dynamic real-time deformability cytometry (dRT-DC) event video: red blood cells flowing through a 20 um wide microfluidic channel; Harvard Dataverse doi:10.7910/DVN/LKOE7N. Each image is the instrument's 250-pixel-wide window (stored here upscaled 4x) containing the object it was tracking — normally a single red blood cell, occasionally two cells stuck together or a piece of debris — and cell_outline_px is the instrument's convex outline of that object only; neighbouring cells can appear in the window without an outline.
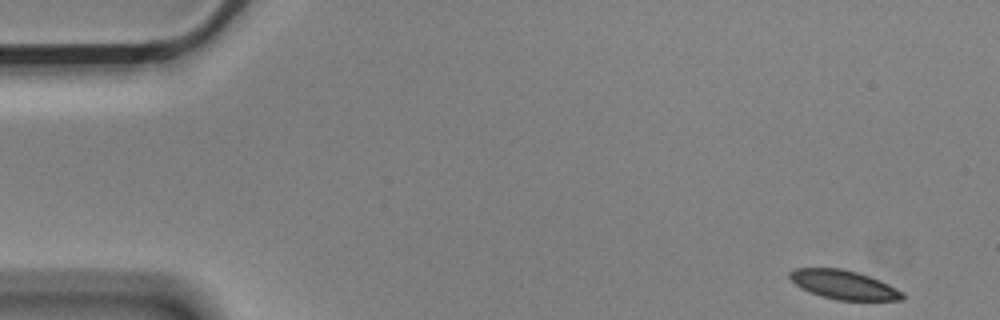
{"species": "Egyptian fruit bat (a non-hibernating species)", "species_latin": "Rousettus aegyptiacus", "temperature_condition": "cold", "stored_images_in_passage": 5, "camera_frame_rate_fps": 3000, "um_per_image_px": 0.085, "animal": {"sex": "male"}, "frame": {"image": 1, "passage_image": 1, "time_ms": 0.0, "image_size_px": [1000, 320], "cell_outline_px": [[904, 300], [836, 300], [820, 296], [800, 288], [788, 276], [788, 272], [796, 268], [840, 268], [856, 272], [880, 280], [904, 292]], "centroid_in_image_um": [71.71, 24.21], "position_along_channel_um": 13.3, "area_um2": 19.02}}
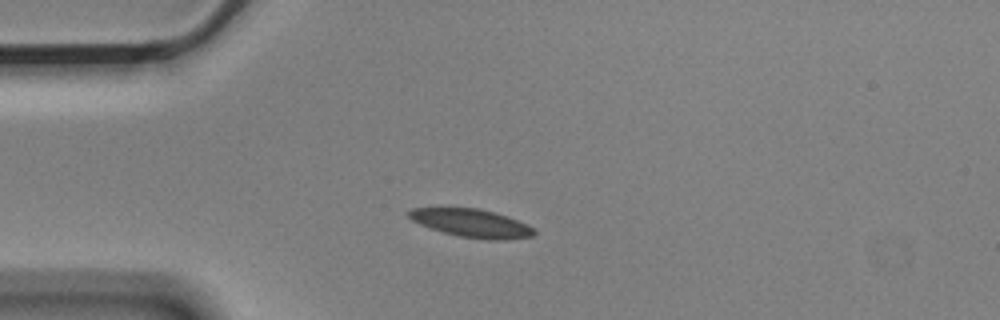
{"frame": {"image": 2, "passage_image": 4, "time_ms": 1.0, "image_size_px": [1000, 320], "cell_outline_px": [[536, 232], [532, 236], [504, 240], [488, 240], [460, 236], [444, 232], [420, 224], [412, 220], [408, 216], [408, 212], [412, 208], [480, 208], [496, 212], [508, 216], [528, 224], [536, 228]], "centroid_in_image_um": [40.15, 18.96], "position_along_channel_um": 44.9, "area_um2": 20.58}}